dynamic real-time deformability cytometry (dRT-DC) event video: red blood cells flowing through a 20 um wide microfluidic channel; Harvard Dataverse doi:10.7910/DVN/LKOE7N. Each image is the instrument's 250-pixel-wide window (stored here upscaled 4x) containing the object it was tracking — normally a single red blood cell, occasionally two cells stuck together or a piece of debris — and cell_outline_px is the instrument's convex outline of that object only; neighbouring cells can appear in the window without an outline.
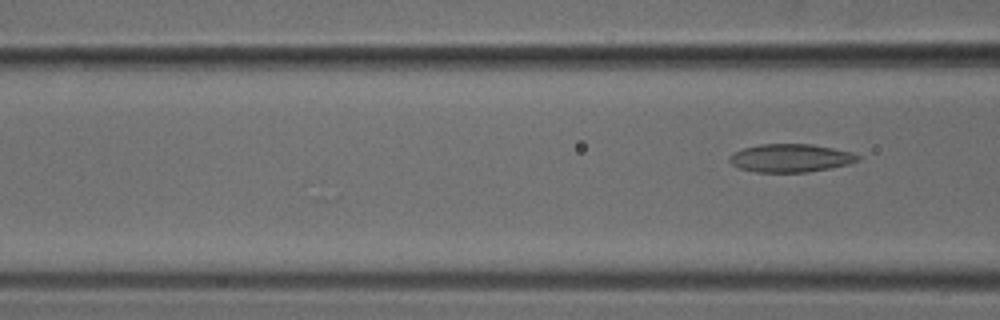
{"species": "common noctule bat (a hibernating species)", "species_latin": "Nyctalus noctula", "temperature_condition": "cold", "stored_images_in_passage": 7, "camera_frame_rate_fps": 3000, "um_per_image_px": 0.085, "animal": {"sex": "male", "body_mass_g": 18.8}, "frame": {"image": 1, "passage_image": 7, "time_ms": 2.0, "image_size_px": [1000, 320], "cell_outline_px": [[860, 160], [848, 164], [808, 172], [756, 172], [740, 168], [732, 164], [728, 160], [728, 156], [732, 152], [744, 148], [760, 144], [812, 144], [852, 152], [860, 156]], "centroid_in_image_um": [67.17, 13.43], "position_along_channel_um": 99.4, "area_um2": 21.04}}